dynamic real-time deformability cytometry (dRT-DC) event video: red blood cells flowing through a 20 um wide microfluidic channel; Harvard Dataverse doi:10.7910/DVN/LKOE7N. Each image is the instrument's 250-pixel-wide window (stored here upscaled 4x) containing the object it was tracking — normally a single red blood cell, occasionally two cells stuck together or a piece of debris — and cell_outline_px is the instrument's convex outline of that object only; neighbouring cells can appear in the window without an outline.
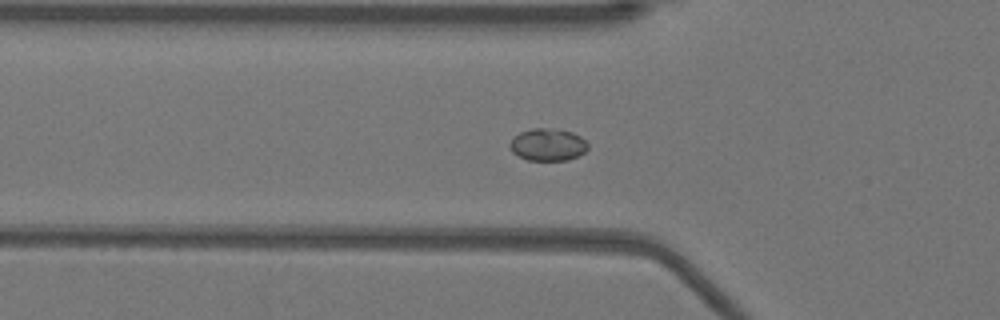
{"species": "Egyptian fruit bat (a non-hibernating species)", "species_latin": "Rousettus aegyptiacus", "temperature_condition": "warm", "stored_images_in_passage": 53, "camera_frame_rate_fps": 3000, "um_per_image_px": 0.085, "animal": {"sex": "female"}, "frame": {"image": 1, "passage_image": 18, "time_ms": 5.667, "image_size_px": [1000, 320], "cell_outline_px": [[588, 148], [584, 152], [568, 160], [528, 160], [512, 152], [508, 144], [520, 132], [532, 128], [544, 128], [572, 132], [580, 136], [588, 144]], "centroid_in_image_um": [46.56, 12.3], "position_along_channel_um": 79.2, "area_um2": 14.45}}
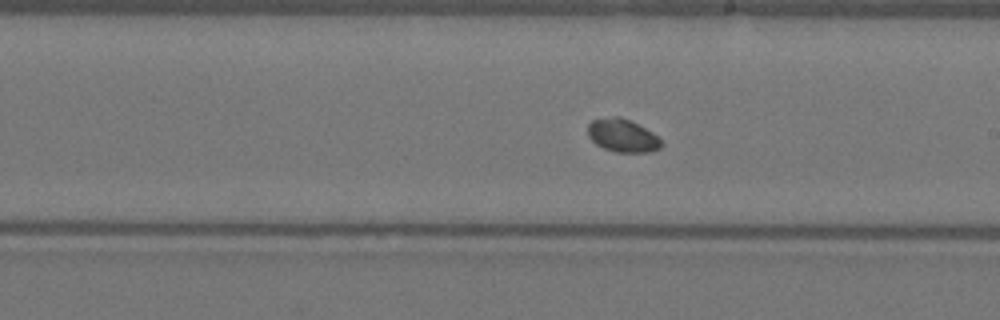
{"frame": {"image": 2, "passage_image": 30, "time_ms": 9.667, "image_size_px": [1000, 320], "cell_outline_px": [[664, 144], [660, 148], [648, 152], [616, 152], [604, 148], [596, 144], [588, 136], [588, 124], [592, 120], [612, 116], [620, 116], [632, 120], [652, 132]], "centroid_in_image_um": [52.91, 11.51], "position_along_channel_um": 236.1, "area_um2": 14.22}}
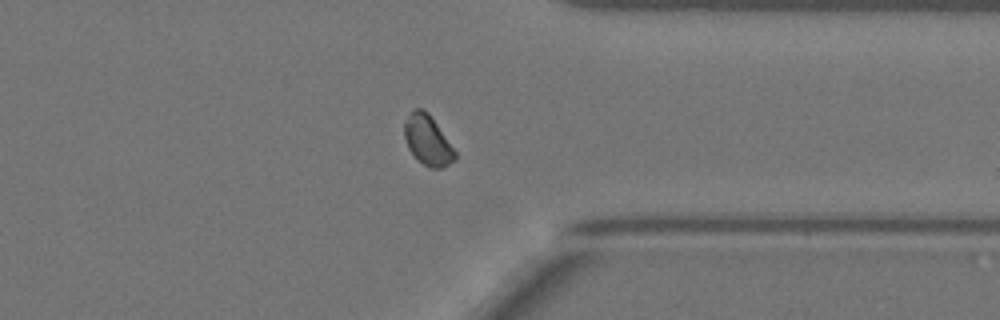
{"frame": {"image": 3, "passage_image": 41, "time_ms": 13.333, "image_size_px": [1000, 320], "cell_outline_px": [[456, 160], [440, 168], [432, 168], [424, 164], [408, 148], [404, 136], [404, 124], [412, 108], [424, 108], [428, 112], [456, 152]], "centroid_in_image_um": [36.34, 11.89], "position_along_channel_um": 375.1, "area_um2": 14.45}}